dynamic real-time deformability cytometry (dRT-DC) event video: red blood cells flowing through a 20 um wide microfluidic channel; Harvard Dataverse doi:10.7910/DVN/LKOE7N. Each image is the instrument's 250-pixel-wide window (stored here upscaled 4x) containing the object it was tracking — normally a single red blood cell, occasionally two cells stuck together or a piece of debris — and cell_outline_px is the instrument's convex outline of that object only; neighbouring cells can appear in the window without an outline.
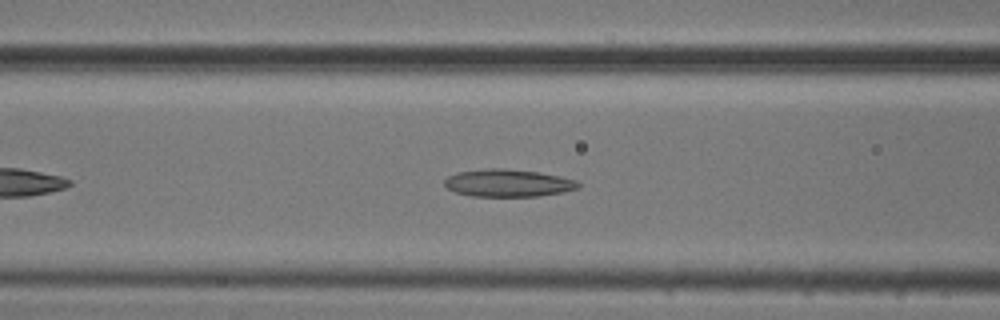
{"species": "common noctule bat (a hibernating species)", "species_latin": "Nyctalus noctula", "temperature_condition": "cold", "stored_images_in_passage": 43, "camera_frame_rate_fps": 3000, "um_per_image_px": 0.085, "animal": {"sex": "male", "body_mass_g": 20.5, "forearm_length_mm": 52.5}, "frame": {"image": 1, "passage_image": 11, "time_ms": 3.333, "image_size_px": [1000, 320], "cell_outline_px": [[580, 188], [564, 192], [540, 196], [472, 196], [456, 192], [448, 188], [444, 184], [444, 180], [448, 176], [456, 172], [488, 168], [504, 168], [540, 172], [560, 176], [576, 180], [580, 184]], "centroid_in_image_um": [43.21, 15.55], "position_along_channel_um": 123.4, "area_um2": 21.56}}
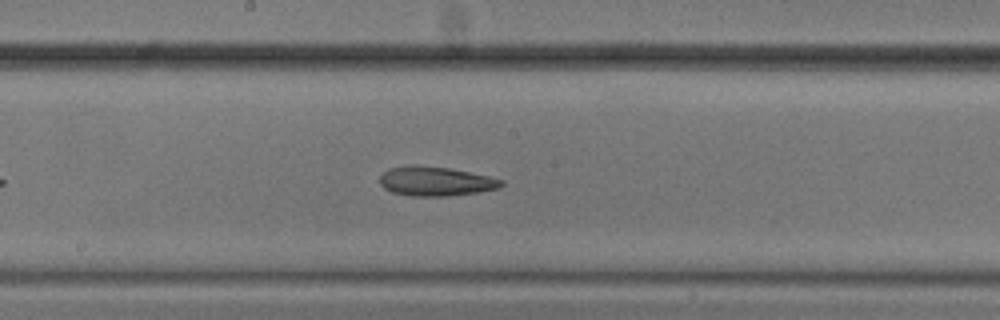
{"frame": {"image": 2, "passage_image": 18, "time_ms": 5.667, "image_size_px": [1000, 320], "cell_outline_px": [[504, 184], [500, 188], [476, 192], [448, 196], [412, 196], [392, 192], [384, 188], [380, 184], [380, 176], [388, 168], [412, 164], [416, 164], [448, 168], [488, 176], [504, 180]], "centroid_in_image_um": [37.0, 15.4], "position_along_channel_um": 211.2, "area_um2": 20.81}}
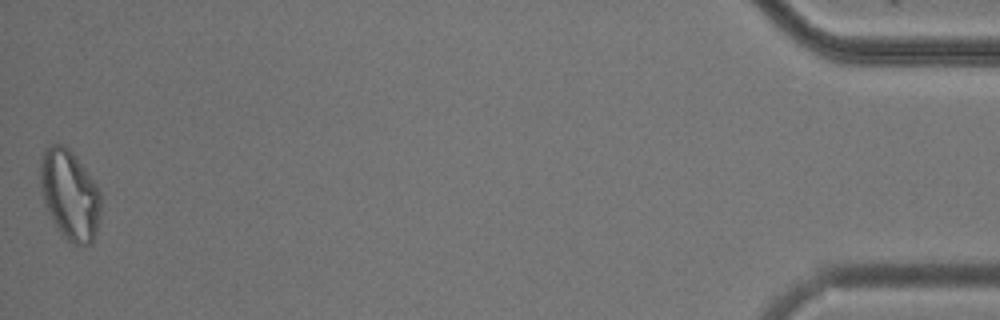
{"frame": {"image": 3, "passage_image": 43, "time_ms": 14.0, "image_size_px": [1000, 320], "cell_outline_px": [[100, 216], [96, 232], [92, 244], [72, 244], [60, 236], [44, 204], [40, 188], [40, 160], [44, 148], [52, 144], [64, 144], [76, 156], [100, 192]], "centroid_in_image_um": [5.89, 16.57], "position_along_channel_um": 429.3, "area_um2": 31.96}, "authors_computed_cell_mechanics": {"area_um2": 21.5594, "velocity_mm_per_s": 3.7531, "shape_relaxation_time_tau1_ms": 7.3364, "shape_relaxation_time_tau2_ms": 6.5178, "deformation_change_tau1": 0.1616, "deformation_change_tau2": 0.177}}